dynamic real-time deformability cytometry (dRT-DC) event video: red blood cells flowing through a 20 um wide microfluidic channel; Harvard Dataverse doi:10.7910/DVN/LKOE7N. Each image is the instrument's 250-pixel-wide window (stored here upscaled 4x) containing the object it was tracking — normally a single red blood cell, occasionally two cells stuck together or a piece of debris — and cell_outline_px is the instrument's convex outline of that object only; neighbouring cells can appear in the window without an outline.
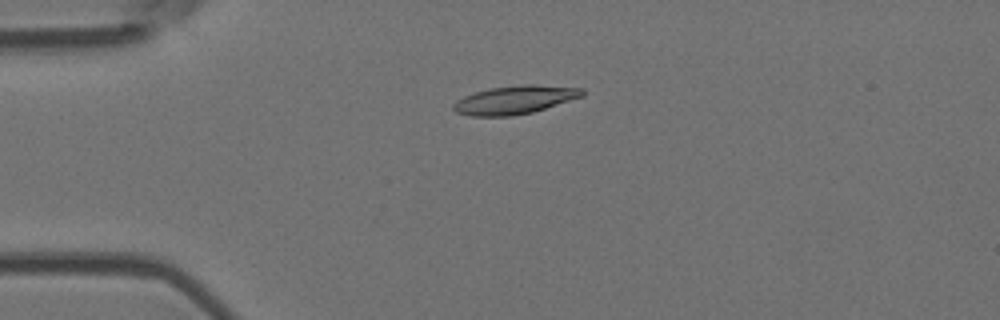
{"species": "Egyptian fruit bat (a non-hibernating species)", "species_latin": "Rousettus aegyptiacus", "temperature_condition": "room temperature", "stored_images_in_passage": 5, "camera_frame_rate_fps": 3000, "um_per_image_px": 0.085, "animal": {"sex": "female"}, "frame": {"image": 1, "passage_image": 4, "time_ms": 3.333, "image_size_px": [1000, 320], "cell_outline_px": [[584, 96], [532, 112], [512, 116], [472, 116], [456, 112], [452, 108], [452, 104], [456, 100], [464, 96], [476, 92], [492, 88], [520, 84], [532, 84], [584, 88]], "centroid_in_image_um": [43.76, 8.48], "position_along_channel_um": 41.2, "area_um2": 21.27}}